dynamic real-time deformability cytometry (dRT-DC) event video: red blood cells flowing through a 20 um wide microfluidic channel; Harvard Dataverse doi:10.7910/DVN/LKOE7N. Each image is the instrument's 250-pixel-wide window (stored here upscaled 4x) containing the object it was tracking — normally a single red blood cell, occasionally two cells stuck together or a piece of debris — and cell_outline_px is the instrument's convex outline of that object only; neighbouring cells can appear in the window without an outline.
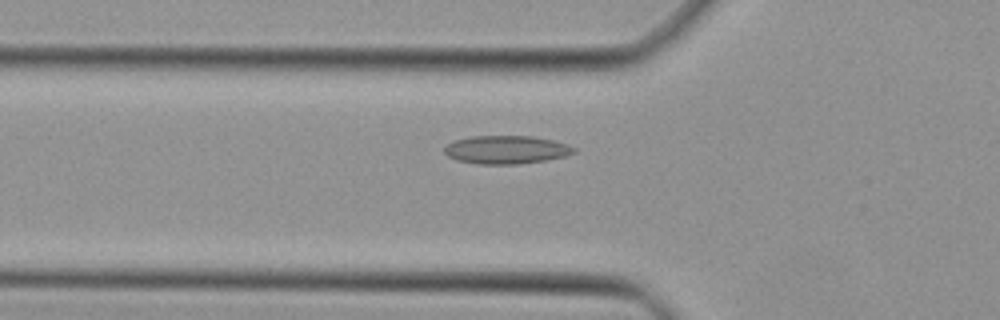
{"species": "Egyptian fruit bat (a non-hibernating species)", "species_latin": "Rousettus aegyptiacus", "temperature_condition": "cold", "stored_images_in_passage": 48, "camera_frame_rate_fps": 3000, "um_per_image_px": 0.085, "animal": {"sex": "female"}, "frame": {"image": 1, "passage_image": 17, "time_ms": 5.333, "image_size_px": [1000, 320], "cell_outline_px": [[576, 152], [564, 156], [544, 160], [520, 164], [476, 164], [456, 160], [448, 156], [444, 152], [444, 148], [448, 144], [456, 140], [472, 136], [532, 136], [552, 140], [568, 144], [576, 148]], "centroid_in_image_um": [43.03, 12.73], "position_along_channel_um": 82.8, "area_um2": 21.27}}
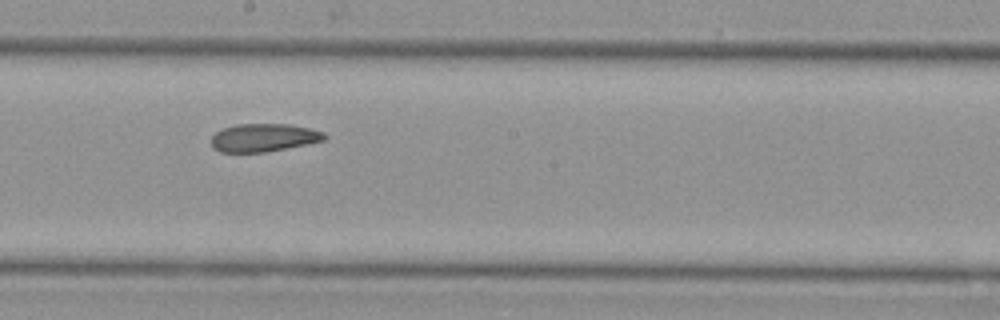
{"frame": {"image": 2, "passage_image": 27, "time_ms": 8.667, "image_size_px": [1000, 320], "cell_outline_px": [[328, 136], [324, 140], [308, 144], [264, 152], [220, 152], [212, 148], [212, 136], [216, 132], [224, 128], [236, 124], [288, 124], [308, 128], [324, 132]], "centroid_in_image_um": [22.41, 11.7], "position_along_channel_um": 225.8, "area_um2": 18.44}}
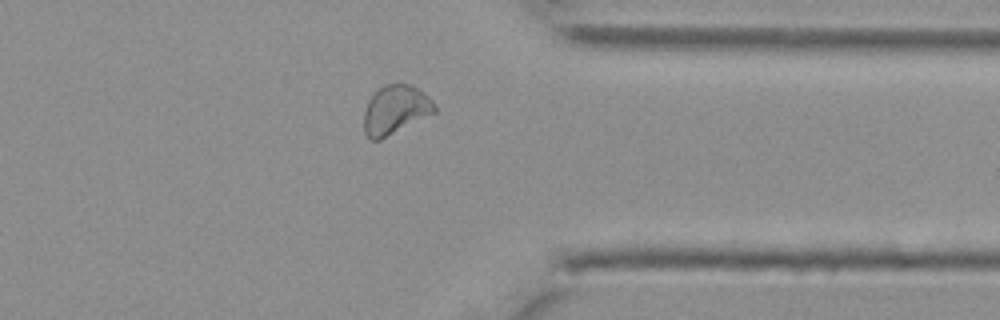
{"frame": {"image": 3, "passage_image": 38, "time_ms": 12.333, "image_size_px": [1000, 320], "cell_outline_px": [[436, 112], [380, 140], [368, 140], [364, 132], [364, 112], [368, 100], [384, 84], [400, 80], [412, 84], [424, 92], [436, 104]], "centroid_in_image_um": [33.62, 9.29], "position_along_channel_um": 377.8, "area_um2": 20.63}}